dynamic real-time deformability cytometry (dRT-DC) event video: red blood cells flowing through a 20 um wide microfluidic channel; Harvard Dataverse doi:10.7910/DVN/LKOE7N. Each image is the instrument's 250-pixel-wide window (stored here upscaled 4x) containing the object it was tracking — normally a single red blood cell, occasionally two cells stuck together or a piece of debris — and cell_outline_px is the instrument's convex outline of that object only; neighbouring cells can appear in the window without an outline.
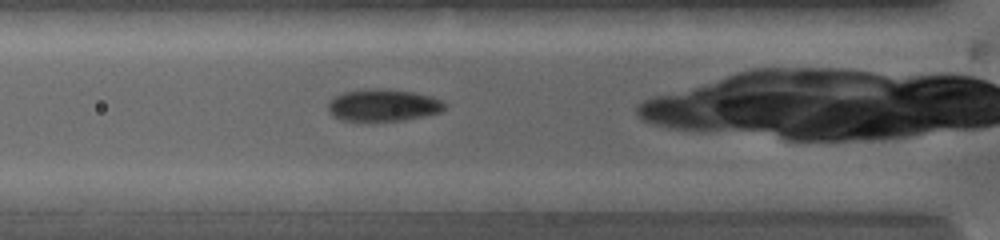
{"species": "common noctule bat (a hibernating species)", "species_latin": "Nyctalus noctula", "temperature_condition": "warm", "stored_images_in_passage": 9, "camera_frame_rate_fps": 5000, "um_per_image_px": 0.085, "animal": {"sex": "female", "body_mass_g": 19.0, "forearm_length_mm": 53.3}, "frame": {"image": 1, "passage_image": 3, "time_ms": 1.0, "image_size_px": [1000, 240], "cell_outline_px": [[448, 104], [440, 112], [424, 116], [404, 120], [340, 120], [332, 116], [328, 112], [328, 100], [344, 92], [372, 88], [380, 88], [412, 92], [432, 96], [444, 100]], "centroid_in_image_um": [32.58, 8.93], "position_along_channel_um": 93.2, "area_um2": 21.85}}
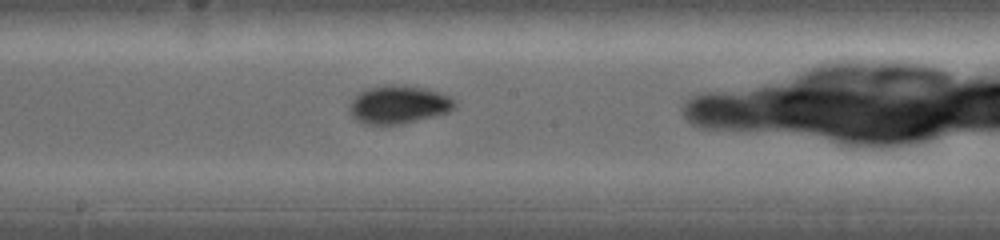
{"frame": {"image": 2, "passage_image": 8, "time_ms": 4.0, "image_size_px": [1000, 240], "cell_outline_px": [[456, 108], [448, 112], [400, 124], [364, 124], [356, 120], [348, 112], [348, 104], [364, 88], [384, 84], [404, 84], [428, 88], [452, 96], [456, 100]], "centroid_in_image_um": [33.88, 8.85], "position_along_channel_um": 214.3, "area_um2": 23.93}}